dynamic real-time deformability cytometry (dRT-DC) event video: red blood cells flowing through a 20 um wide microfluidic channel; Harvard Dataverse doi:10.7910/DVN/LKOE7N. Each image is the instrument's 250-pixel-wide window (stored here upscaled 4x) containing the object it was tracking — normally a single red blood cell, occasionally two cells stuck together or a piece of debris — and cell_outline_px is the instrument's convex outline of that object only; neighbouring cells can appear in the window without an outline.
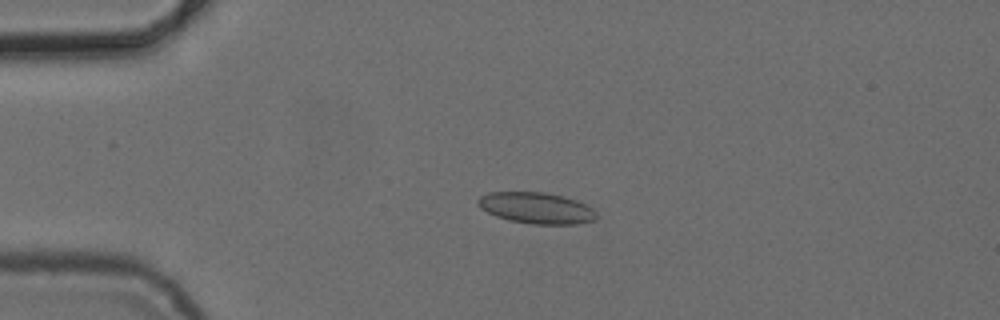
{"species": "common noctule bat (a hibernating species)", "species_latin": "Nyctalus noctula", "temperature_condition": "cold", "stored_images_in_passage": 5, "camera_frame_rate_fps": 3000, "um_per_image_px": 0.085, "animal": {"sex": "female", "body_mass_g": 24.6, "forearm_length_mm": 56.2}, "frame": {"image": 1, "passage_image": 3, "time_ms": 3.333, "image_size_px": [1000, 320], "cell_outline_px": [[596, 220], [576, 224], [532, 224], [508, 220], [496, 216], [480, 208], [476, 204], [476, 200], [480, 196], [488, 192], [544, 192], [576, 200], [592, 208], [596, 212]], "centroid_in_image_um": [45.55, 17.68], "position_along_channel_um": 39.4, "area_um2": 21.56}}
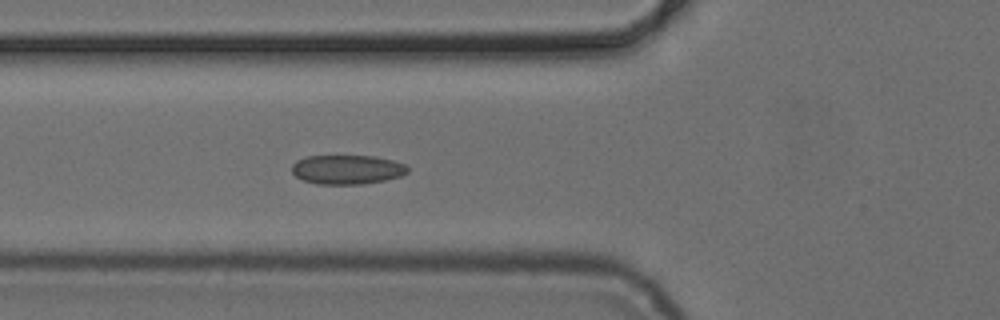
{"frame": {"image": 2, "passage_image": 5, "time_ms": 5.667, "image_size_px": [1000, 320], "cell_outline_px": [[408, 172], [400, 176], [384, 180], [364, 184], [316, 184], [304, 180], [296, 176], [292, 172], [292, 164], [296, 160], [304, 156], [376, 156], [392, 160], [404, 164], [408, 168]], "centroid_in_image_um": [29.48, 14.41], "position_along_channel_um": 96.3, "area_um2": 19.77}}